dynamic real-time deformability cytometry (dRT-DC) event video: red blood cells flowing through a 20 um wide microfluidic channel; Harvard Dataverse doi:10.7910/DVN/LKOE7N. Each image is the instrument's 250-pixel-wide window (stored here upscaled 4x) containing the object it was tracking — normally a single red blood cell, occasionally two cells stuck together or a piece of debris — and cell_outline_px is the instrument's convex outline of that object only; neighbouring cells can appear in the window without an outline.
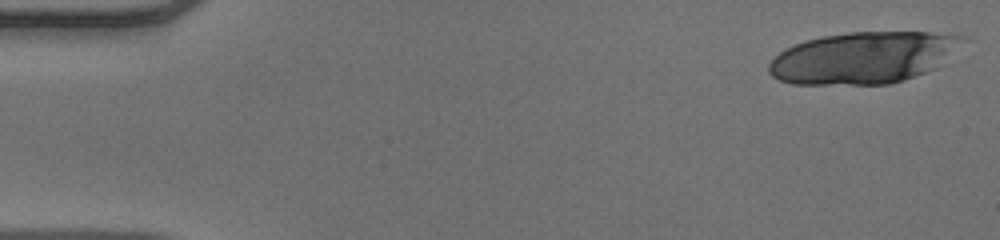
{"species": "human", "species_latin": "Homo sapiens", "temperature_condition": "warm", "stored_images_in_passage": 17, "camera_frame_rate_fps": 3000, "um_per_image_px": 0.085, "donor": {"sex": "male"}, "frame": {"image": 1, "passage_image": 1, "time_ms": 0.0, "image_size_px": [1000, 240], "cell_outline_px": [[972, 40], [944, 64], [936, 68], [904, 80], [888, 84], [792, 84], [780, 80], [772, 76], [768, 72], [768, 64], [780, 52], [804, 40], [820, 36], [852, 32], [932, 32], [968, 36]], "centroid_in_image_um": [73.52, 4.89], "position_along_channel_um": 11.5, "area_um2": 59.25}}